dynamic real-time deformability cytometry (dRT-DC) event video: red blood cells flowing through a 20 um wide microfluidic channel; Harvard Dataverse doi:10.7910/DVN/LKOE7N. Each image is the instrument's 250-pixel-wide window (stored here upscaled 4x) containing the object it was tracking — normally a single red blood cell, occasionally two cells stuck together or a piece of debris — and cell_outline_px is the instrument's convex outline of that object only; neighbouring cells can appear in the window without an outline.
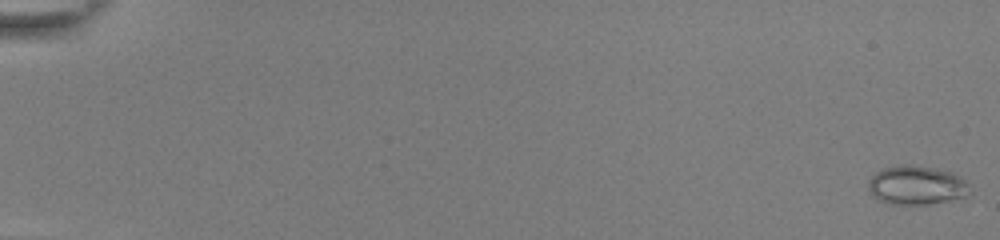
{"species": "common noctule bat (a hibernating species)", "species_latin": "Nyctalus noctula", "temperature_condition": "room temperature", "stored_images_in_passage": 17, "camera_frame_rate_fps": 3000, "um_per_image_px": 0.085, "animal": {"sex": "female", "body_mass_g": 22.0, "forearm_length_mm": 56.7}, "frame": {"image": 1, "passage_image": 1, "time_ms": 0.0, "image_size_px": [1000, 240], "cell_outline_px": [[972, 192], [968, 196], [928, 204], [888, 204], [872, 196], [868, 192], [868, 180], [876, 172], [884, 168], [900, 164], [912, 164], [936, 168], [952, 172], [968, 180]], "centroid_in_image_um": [77.93, 15.73], "position_along_channel_um": 7.1, "area_um2": 23.52}}